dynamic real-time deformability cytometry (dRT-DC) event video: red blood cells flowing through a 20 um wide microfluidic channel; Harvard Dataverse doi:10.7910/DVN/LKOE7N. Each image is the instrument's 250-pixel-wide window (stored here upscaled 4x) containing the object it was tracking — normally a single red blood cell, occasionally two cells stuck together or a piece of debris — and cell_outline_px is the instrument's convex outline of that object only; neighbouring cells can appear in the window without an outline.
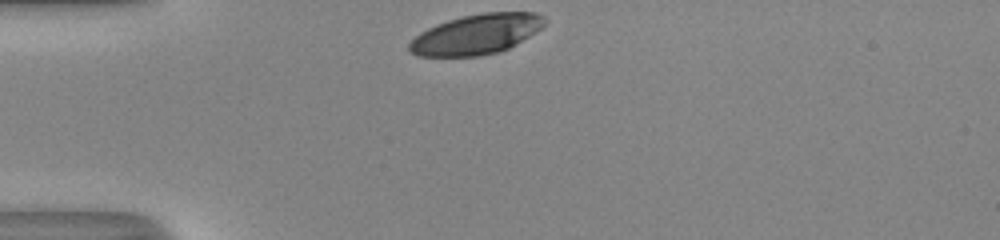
{"species": "human", "species_latin": "Homo sapiens", "temperature_condition": "room temperature", "stored_images_in_passage": 29, "camera_frame_rate_fps": 3000, "um_per_image_px": 0.085, "donor": {"sex": "male"}, "frame": {"image": 1, "passage_image": 1, "time_ms": 0.0, "image_size_px": [1000, 240], "cell_outline_px": [[548, 20], [536, 32], [516, 44], [500, 52], [480, 56], [416, 56], [408, 52], [408, 44], [420, 32], [436, 24], [448, 20], [464, 16], [484, 12], [536, 12], [544, 16]], "centroid_in_image_um": [40.49, 2.92], "position_along_channel_um": 44.5, "area_um2": 31.73}}
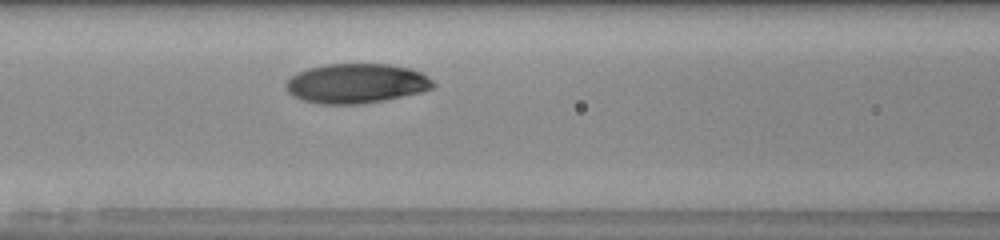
{"frame": {"image": 2, "passage_image": 10, "time_ms": 3.0, "image_size_px": [1000, 240], "cell_outline_px": [[436, 88], [420, 92], [384, 100], [356, 104], [320, 104], [304, 100], [292, 96], [288, 92], [284, 84], [296, 72], [308, 68], [324, 64], [388, 64], [412, 68], [420, 72], [432, 80], [436, 84]], "centroid_in_image_um": [30.28, 7.08], "position_along_channel_um": 136.3, "area_um2": 34.1}}
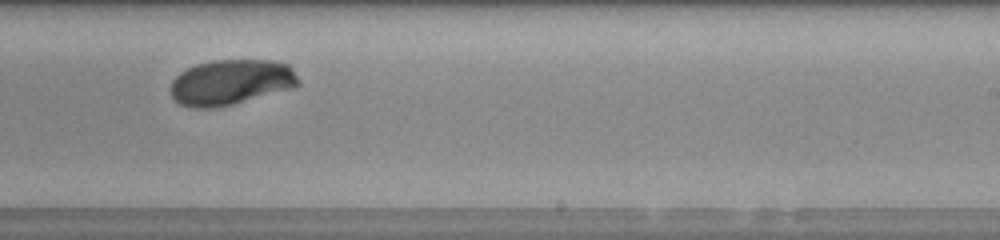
{"frame": {"image": 3, "passage_image": 20, "time_ms": 6.333, "image_size_px": [1000, 240], "cell_outline_px": [[300, 84], [292, 88], [232, 104], [212, 108], [192, 108], [180, 104], [172, 96], [172, 80], [180, 72], [196, 64], [212, 60], [272, 60], [288, 64], [292, 68], [300, 80]], "centroid_in_image_um": [19.64, 6.98], "position_along_channel_um": 269.4, "area_um2": 33.7}, "authors_computed_cell_mechanics": {"area_um2": 33.9864, "velocity_mm_per_s": 4.0081, "shape_relaxation_time_tau1_ms": 3.2353, "shape_relaxation_time_tau2_ms": null, "deformation_change_tau1": 0.1422, "deformation_change_tau2": null}}